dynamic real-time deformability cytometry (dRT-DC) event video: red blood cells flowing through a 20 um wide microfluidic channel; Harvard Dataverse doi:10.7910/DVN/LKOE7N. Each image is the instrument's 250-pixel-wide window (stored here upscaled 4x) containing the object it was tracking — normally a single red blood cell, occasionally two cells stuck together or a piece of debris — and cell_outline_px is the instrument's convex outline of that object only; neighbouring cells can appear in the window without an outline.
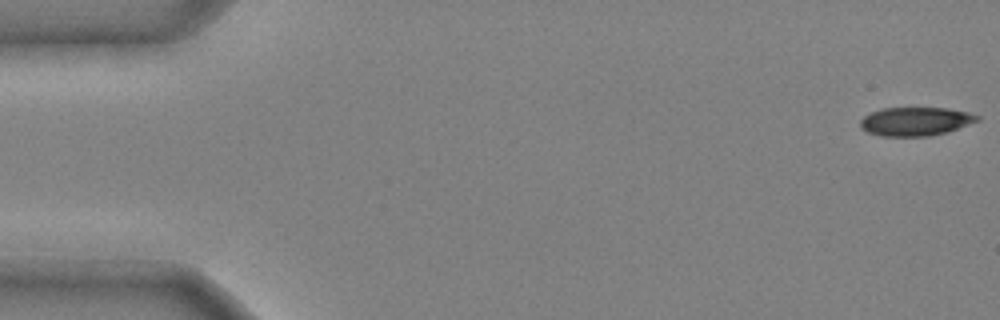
{"species": "common noctule bat (a hibernating species)", "species_latin": "Nyctalus noctula", "temperature_condition": "cold", "stored_images_in_passage": 45, "camera_frame_rate_fps": 3000, "um_per_image_px": 0.085, "animal": {"sex": "male", "body_mass_g": 20.4}, "frame": {"image": 1, "passage_image": 1, "time_ms": 0.0, "image_size_px": [1000, 320], "cell_outline_px": [[980, 120], [948, 132], [928, 136], [880, 136], [868, 132], [860, 128], [860, 120], [864, 116], [872, 112], [884, 108], [948, 108], [968, 112], [980, 116]], "centroid_in_image_um": [77.83, 10.32], "position_along_channel_um": 7.2, "area_um2": 19.54}}
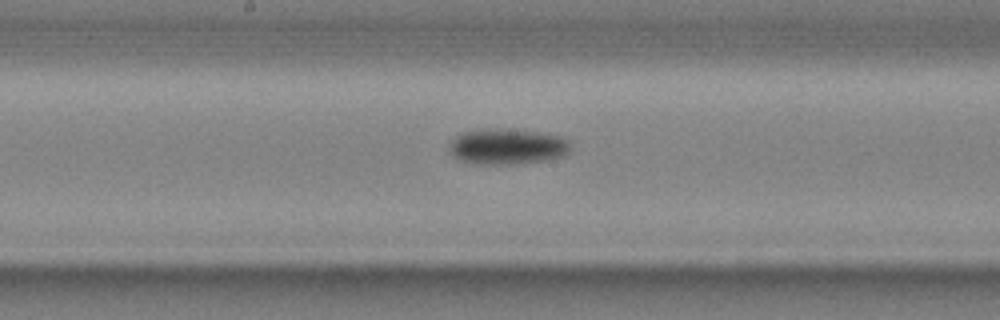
{"frame": {"image": 2, "passage_image": 26, "time_ms": 8.333, "image_size_px": [1000, 320], "cell_outline_px": [[572, 148], [564, 156], [544, 160], [516, 164], [476, 164], [460, 160], [452, 156], [448, 148], [452, 140], [456, 136], [464, 132], [492, 128], [496, 128], [540, 132], [564, 136], [568, 140]], "centroid_in_image_um": [43.14, 12.46], "position_along_channel_um": 205.1, "area_um2": 25.43}}
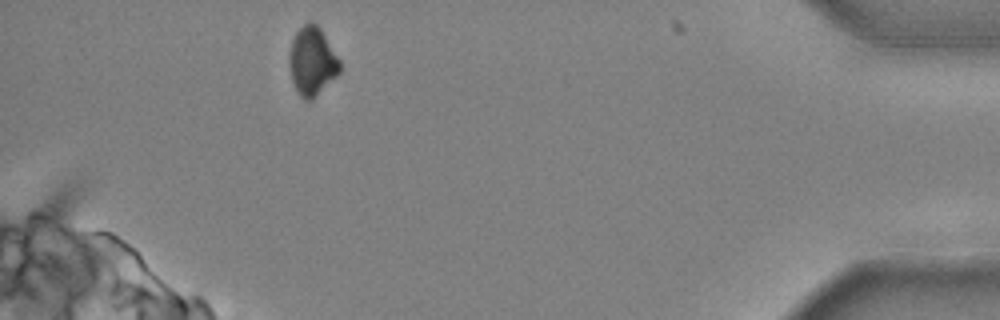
{"frame": {"image": 3, "passage_image": 45, "time_ms": 14.667, "image_size_px": [1000, 320], "cell_outline_px": [[340, 72], [312, 100], [304, 100], [300, 96], [292, 80], [288, 64], [288, 52], [292, 40], [296, 32], [308, 20], [312, 20], [320, 28], [340, 60]], "centroid_in_image_um": [26.51, 5.19], "position_along_channel_um": 408.7, "area_um2": 20.23}, "authors_computed_cell_mechanics": {"area_um2": 22.5998, "velocity_mm_per_s": 3.984, "shape_relaxation_time_tau1_ms": 2.8398, "shape_relaxation_time_tau2_ms": null, "deformation_change_tau1": 0.1214, "deformation_change_tau2": null}}